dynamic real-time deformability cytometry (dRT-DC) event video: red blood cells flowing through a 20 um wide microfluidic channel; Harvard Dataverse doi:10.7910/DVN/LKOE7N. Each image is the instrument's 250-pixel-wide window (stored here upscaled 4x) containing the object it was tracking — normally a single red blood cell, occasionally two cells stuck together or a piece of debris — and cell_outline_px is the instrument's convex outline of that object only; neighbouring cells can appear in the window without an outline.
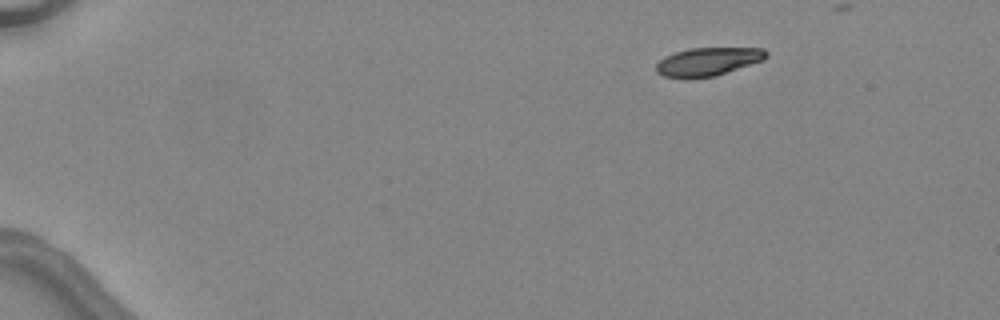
{"species": "common noctule bat (a hibernating species)", "species_latin": "Nyctalus noctula", "temperature_condition": "warm", "stored_images_in_passage": 2, "camera_frame_rate_fps": 3000, "um_per_image_px": 0.085, "animal": {"sex": "female", "body_mass_g": 24.6, "forearm_length_mm": 56.2}, "frame": {"image": 1, "passage_image": 2, "time_ms": 2.0, "image_size_px": [1000, 320], "cell_outline_px": [[768, 56], [764, 60], [716, 76], [688, 80], [684, 80], [664, 76], [656, 72], [656, 64], [664, 56], [688, 48], [764, 48], [768, 52]], "centroid_in_image_um": [60.16, 5.26], "position_along_channel_um": 24.8, "area_um2": 18.61}}